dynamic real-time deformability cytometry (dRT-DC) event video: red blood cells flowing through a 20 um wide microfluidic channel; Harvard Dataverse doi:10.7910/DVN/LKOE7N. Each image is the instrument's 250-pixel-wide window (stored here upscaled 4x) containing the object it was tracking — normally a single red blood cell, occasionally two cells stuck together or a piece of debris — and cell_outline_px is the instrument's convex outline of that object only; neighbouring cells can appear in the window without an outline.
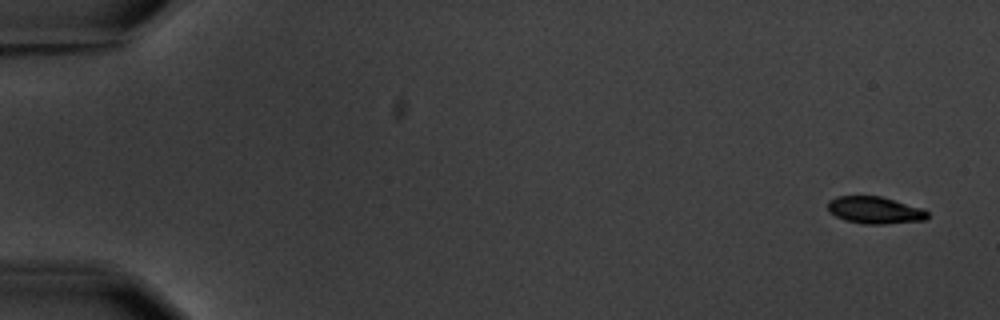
{"species": "common noctule bat (a hibernating species)", "species_latin": "Nyctalus noctula", "temperature_condition": "warm", "stored_images_in_passage": 9, "camera_frame_rate_fps": 3000, "um_per_image_px": 0.085, "animal": {"sex": "male", "body_mass_g": 20.1, "forearm_length_mm": 53.5}, "frame": {"image": 1, "passage_image": 1, "time_ms": 0.0, "image_size_px": [1000, 320], "cell_outline_px": [[928, 216], [924, 220], [884, 224], [864, 224], [844, 220], [836, 216], [828, 208], [828, 200], [836, 196], [880, 196], [924, 208], [928, 212]], "centroid_in_image_um": [74.37, 17.86], "position_along_channel_um": 10.6, "area_um2": 15.72}}
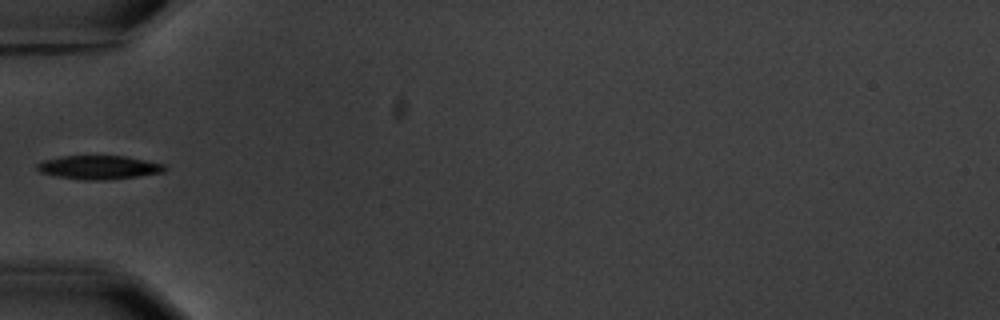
{"frame": {"image": 2, "passage_image": 6, "time_ms": 6.0, "image_size_px": [1000, 320], "cell_outline_px": [[168, 168], [164, 172], [108, 180], [84, 180], [56, 176], [40, 172], [36, 168], [36, 164], [44, 160], [60, 156], [124, 156], [164, 164]], "centroid_in_image_um": [8.39, 14.23], "position_along_channel_um": 76.6, "area_um2": 17.57}}
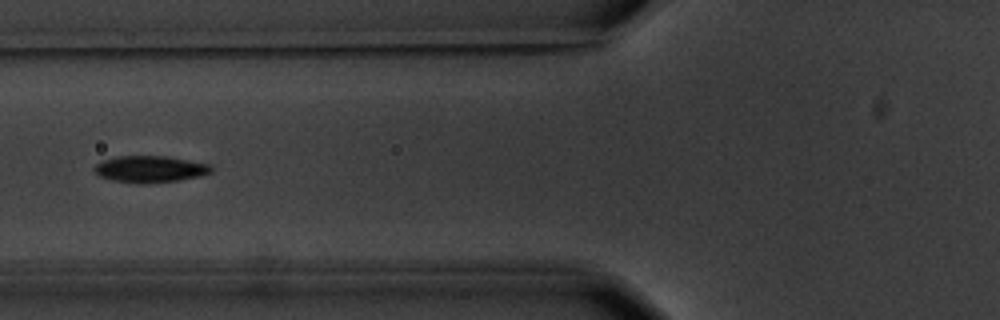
{"frame": {"image": 3, "passage_image": 7, "time_ms": 7.0, "image_size_px": [1000, 320], "cell_outline_px": [[212, 172], [200, 176], [180, 180], [148, 184], [136, 184], [112, 180], [100, 176], [92, 168], [96, 164], [104, 160], [120, 156], [164, 156], [208, 164], [212, 168]], "centroid_in_image_um": [12.74, 14.39], "position_along_channel_um": 113.1, "area_um2": 18.09}}